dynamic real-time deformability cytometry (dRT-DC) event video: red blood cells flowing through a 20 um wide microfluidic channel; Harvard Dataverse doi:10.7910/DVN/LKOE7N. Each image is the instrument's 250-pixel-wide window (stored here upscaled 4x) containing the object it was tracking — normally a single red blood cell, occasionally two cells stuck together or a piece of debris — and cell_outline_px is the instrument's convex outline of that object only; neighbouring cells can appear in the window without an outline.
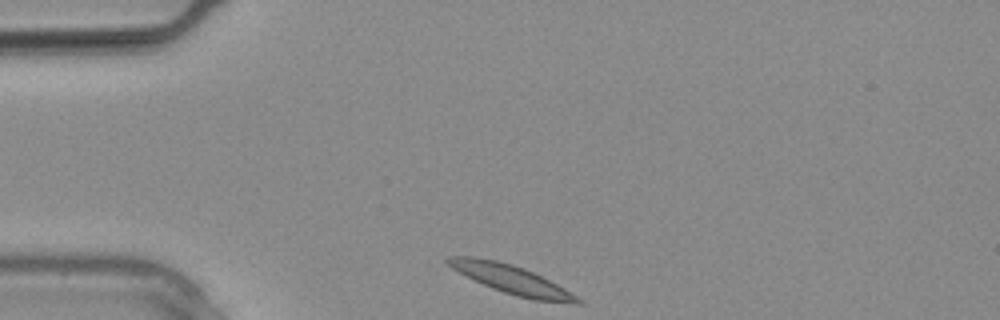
{"species": "common noctule bat (a hibernating species)", "species_latin": "Nyctalus noctula", "temperature_condition": "warm", "stored_images_in_passage": 15, "camera_frame_rate_fps": 3000, "um_per_image_px": 0.085, "animal": {"sex": "male", "body_mass_g": 20.4}, "frame": {"image": 1, "passage_image": 1, "time_ms": 0.0, "image_size_px": [1000, 320], "cell_outline_px": [[584, 304], [576, 304], [532, 300], [516, 296], [492, 288], [452, 268], [444, 260], [448, 256], [476, 256], [496, 260], [512, 264], [524, 268], [564, 288], [584, 300]], "centroid_in_image_um": [43.51, 23.76], "position_along_channel_um": 41.5, "area_um2": 21.56}}